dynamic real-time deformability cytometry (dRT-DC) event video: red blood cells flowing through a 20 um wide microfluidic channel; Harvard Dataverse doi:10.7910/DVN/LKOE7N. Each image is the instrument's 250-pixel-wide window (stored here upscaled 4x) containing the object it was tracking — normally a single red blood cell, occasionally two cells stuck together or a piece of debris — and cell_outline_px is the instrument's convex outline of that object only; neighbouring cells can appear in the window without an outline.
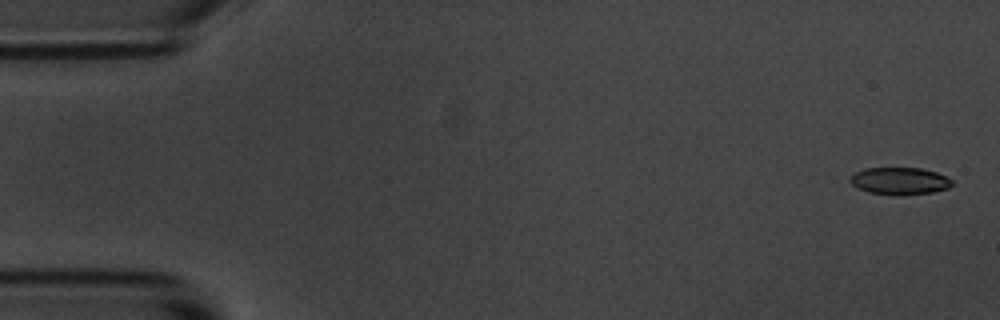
{"species": "common noctule bat (a hibernating species)", "species_latin": "Nyctalus noctula", "temperature_condition": "room temperature", "stored_images_in_passage": 5, "segment_of_instrument_passage": [1, 2], "camera_frame_rate_fps": 3000, "um_per_image_px": 0.085, "animal": {"sex": "male", "body_mass_g": 20.1, "forearm_length_mm": 53.5}, "frame": {"image": 1, "passage_image": 1, "time_ms": 0.0, "image_size_px": [1000, 320], "cell_outline_px": [[952, 184], [948, 188], [932, 192], [868, 192], [856, 188], [848, 180], [856, 172], [864, 168], [920, 168], [936, 172], [952, 180]], "centroid_in_image_um": [76.44, 15.33], "position_along_channel_um": 8.6, "area_um2": 15.26}}
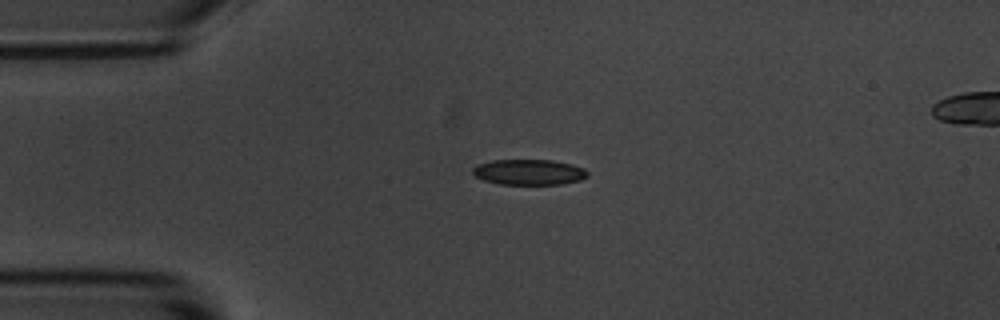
{"frame": {"image": 2, "passage_image": 4, "time_ms": 3.667, "image_size_px": [1000, 320], "cell_outline_px": [[588, 176], [580, 180], [560, 184], [500, 184], [484, 180], [476, 176], [472, 172], [472, 168], [476, 164], [492, 160], [552, 160], [572, 164], [584, 168], [588, 172]], "centroid_in_image_um": [44.96, 14.62], "position_along_channel_um": 40.0, "area_um2": 17.11}}